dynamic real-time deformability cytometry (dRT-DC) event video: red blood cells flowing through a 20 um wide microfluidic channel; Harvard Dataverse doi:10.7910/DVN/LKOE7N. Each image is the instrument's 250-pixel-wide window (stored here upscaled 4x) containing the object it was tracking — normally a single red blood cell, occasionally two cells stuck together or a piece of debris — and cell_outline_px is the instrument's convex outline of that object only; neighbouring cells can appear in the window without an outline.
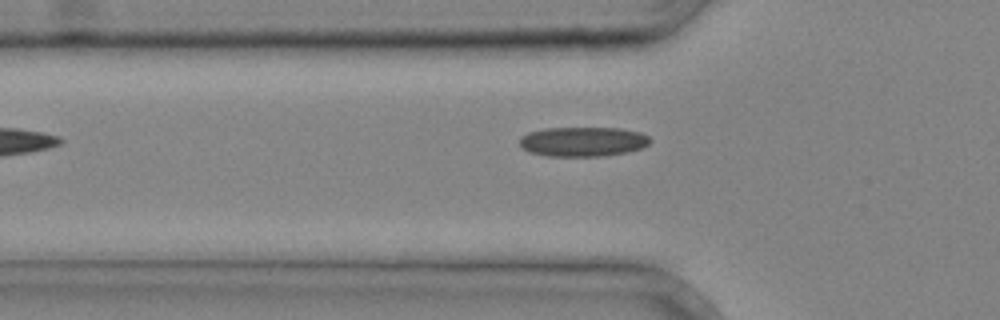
{"species": "common noctule bat (a hibernating species)", "species_latin": "Nyctalus noctula", "temperature_condition": "cold", "stored_images_in_passage": 4, "camera_frame_rate_fps": 3000, "um_per_image_px": 0.085, "animal": {"sex": "male", "body_mass_g": 20.4}, "frame": {"image": 1, "passage_image": 4, "time_ms": 1.0, "image_size_px": [1000, 320], "cell_outline_px": [[652, 140], [648, 144], [640, 148], [628, 152], [604, 156], [544, 156], [528, 152], [520, 148], [520, 136], [528, 132], [544, 128], [620, 128], [640, 132], [648, 136]], "centroid_in_image_um": [49.51, 12.04], "position_along_channel_um": 76.3, "area_um2": 22.77}}